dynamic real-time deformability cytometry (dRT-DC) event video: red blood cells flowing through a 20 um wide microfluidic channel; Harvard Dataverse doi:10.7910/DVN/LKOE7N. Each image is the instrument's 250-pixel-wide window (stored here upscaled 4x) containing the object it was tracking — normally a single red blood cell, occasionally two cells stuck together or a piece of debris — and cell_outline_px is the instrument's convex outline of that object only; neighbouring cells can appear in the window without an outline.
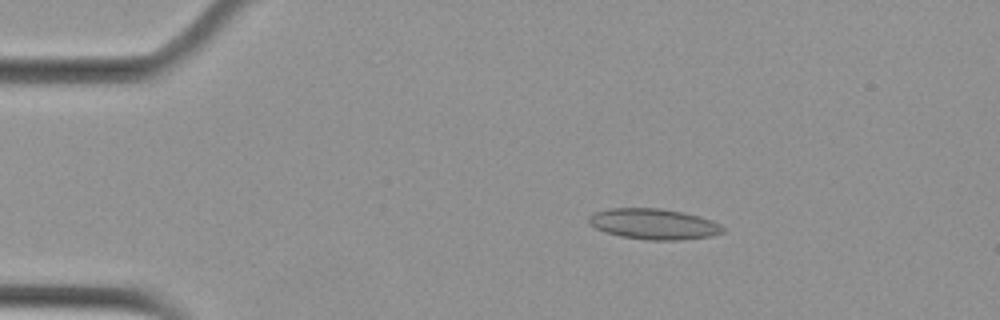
{"species": "Egyptian fruit bat (a non-hibernating species)", "species_latin": "Rousettus aegyptiacus", "temperature_condition": "cold", "stored_images_in_passage": 51, "camera_frame_rate_fps": 3000, "um_per_image_px": 0.085, "animal": {"sex": "female"}, "frame": {"image": 1, "passage_image": 5, "time_ms": 1.333, "image_size_px": [1000, 320], "cell_outline_px": [[724, 232], [712, 236], [680, 240], [648, 240], [620, 236], [596, 228], [588, 220], [588, 216], [596, 212], [608, 208], [660, 208], [684, 212], [712, 220], [720, 224], [724, 228]], "centroid_in_image_um": [55.61, 19.04], "position_along_channel_um": 29.4, "area_um2": 23.93}}
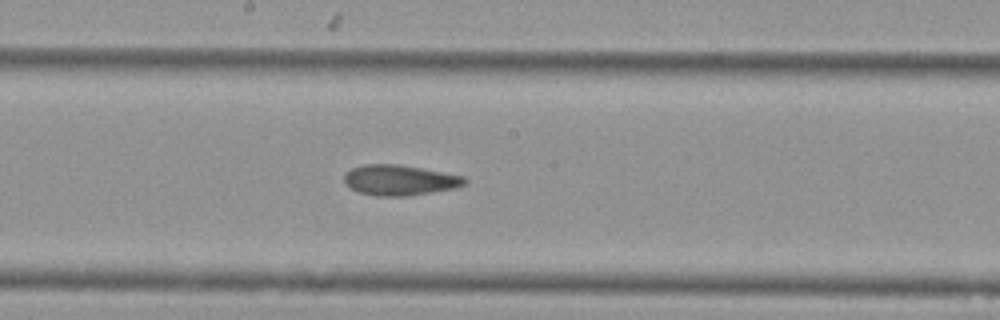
{"frame": {"image": 2, "passage_image": 25, "time_ms": 8.0, "image_size_px": [1000, 320], "cell_outline_px": [[468, 180], [464, 184], [456, 188], [408, 196], [376, 196], [356, 192], [344, 184], [344, 176], [352, 168], [364, 164], [400, 164], [464, 176]], "centroid_in_image_um": [33.95, 15.32], "position_along_channel_um": 214.2, "area_um2": 21.5}}
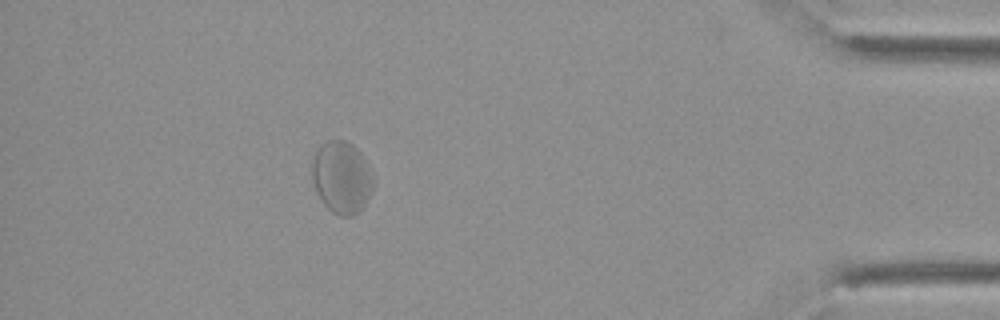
{"frame": {"image": 3, "passage_image": 45, "time_ms": 14.667, "image_size_px": [1000, 320], "cell_outline_px": [[372, 188], [368, 200], [352, 216], [340, 216], [332, 212], [324, 204], [316, 192], [312, 176], [312, 164], [316, 148], [324, 140], [344, 140], [352, 144], [360, 152], [372, 172]], "centroid_in_image_um": [29.01, 15.05], "position_along_channel_um": 406.2, "area_um2": 25.66}, "authors_computed_cell_mechanics": {"area_um2": 22.7154, "velocity_mm_per_s": 3.63, "shape_relaxation_time_tau1_ms": null, "shape_relaxation_time_tau2_ms": 2.386, "deformation_change_tau1": null, "deformation_change_tau2": 0.0498}}